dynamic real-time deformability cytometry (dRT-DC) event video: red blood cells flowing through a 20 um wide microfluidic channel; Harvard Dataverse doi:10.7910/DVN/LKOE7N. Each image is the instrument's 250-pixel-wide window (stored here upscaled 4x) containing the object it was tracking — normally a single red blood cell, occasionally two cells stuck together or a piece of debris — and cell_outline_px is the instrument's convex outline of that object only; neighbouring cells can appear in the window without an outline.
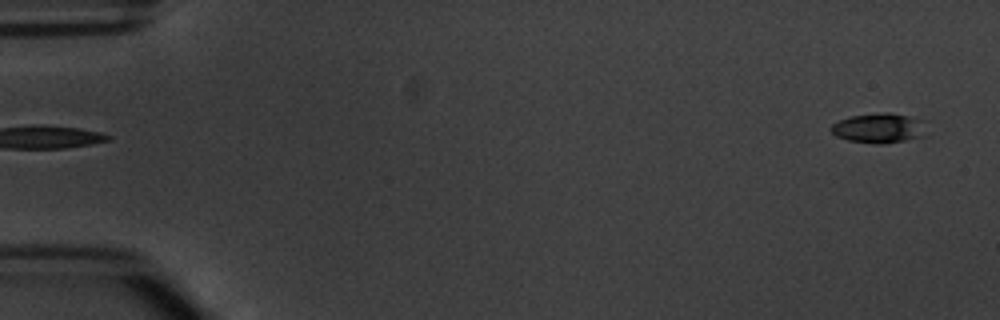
{"species": "common noctule bat (a hibernating species)", "species_latin": "Nyctalus noctula", "temperature_condition": "warm", "stored_images_in_passage": 6, "segment_of_instrument_passage": [2, 2], "camera_frame_rate_fps": 3000, "um_per_image_px": 0.085, "animal": {"sex": "male", "body_mass_g": 20.1, "forearm_length_mm": 53.5}, "frame": {"image": 1, "passage_image": 6, "time_ms": 6.0, "image_size_px": [1000, 320], "cell_outline_px": [[928, 136], [884, 144], [876, 144], [848, 140], [836, 136], [828, 128], [832, 124], [848, 116], [880, 112], [888, 112], [928, 120]], "centroid_in_image_um": [74.81, 10.88], "position_along_channel_um": 10.2, "area_um2": 17.28}}